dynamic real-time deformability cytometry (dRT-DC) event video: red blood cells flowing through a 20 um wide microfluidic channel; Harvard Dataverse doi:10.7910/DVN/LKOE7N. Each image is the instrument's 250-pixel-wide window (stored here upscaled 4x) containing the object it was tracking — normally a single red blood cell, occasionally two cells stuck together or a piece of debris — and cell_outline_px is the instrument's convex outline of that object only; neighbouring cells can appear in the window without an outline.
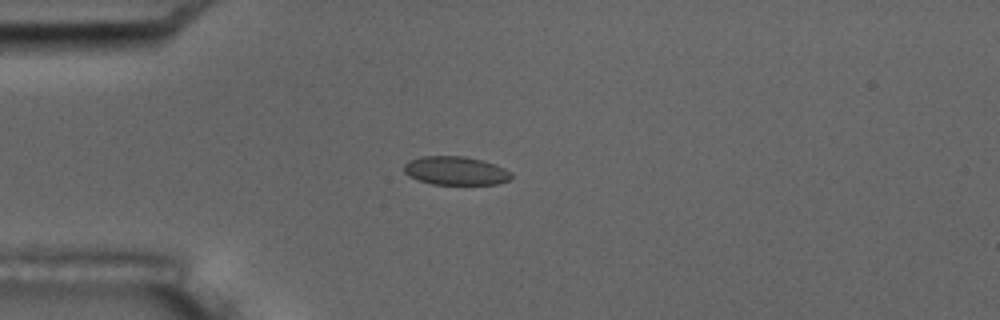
{"species": "common noctule bat (a hibernating species)", "species_latin": "Nyctalus noctula", "temperature_condition": "room temperature", "stored_images_in_passage": 11, "camera_frame_rate_fps": 3000, "um_per_image_px": 0.085, "animal": {"sex": "male", "body_mass_g": 17.5, "forearm_length_mm": 52.3}, "frame": {"image": 1, "passage_image": 4, "time_ms": 3.333, "image_size_px": [1000, 320], "cell_outline_px": [[512, 176], [508, 180], [496, 184], [432, 184], [408, 176], [404, 172], [404, 164], [408, 160], [420, 156], [464, 156], [484, 160], [496, 164], [512, 172]], "centroid_in_image_um": [38.72, 14.5], "position_along_channel_um": 46.3, "area_um2": 17.98}}
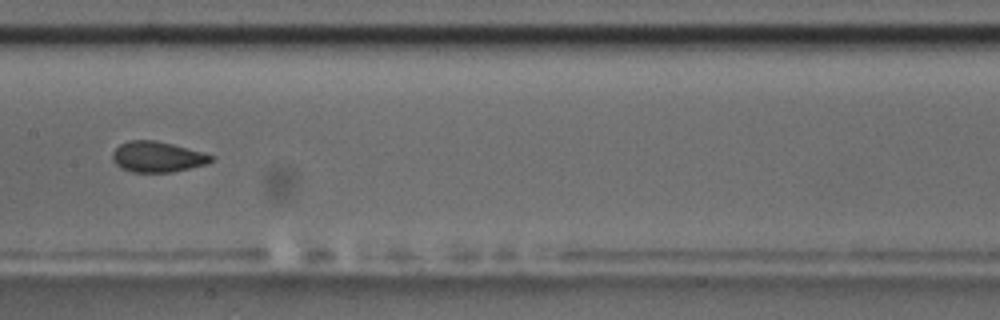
{"frame": {"image": 2, "passage_image": 8, "time_ms": 8.0, "image_size_px": [1000, 320], "cell_outline_px": [[216, 156], [208, 164], [172, 172], [132, 172], [120, 168], [112, 160], [112, 152], [120, 144], [128, 140], [156, 140], [172, 144]], "centroid_in_image_um": [13.36, 13.33], "position_along_channel_um": 194.0, "area_um2": 17.69}}